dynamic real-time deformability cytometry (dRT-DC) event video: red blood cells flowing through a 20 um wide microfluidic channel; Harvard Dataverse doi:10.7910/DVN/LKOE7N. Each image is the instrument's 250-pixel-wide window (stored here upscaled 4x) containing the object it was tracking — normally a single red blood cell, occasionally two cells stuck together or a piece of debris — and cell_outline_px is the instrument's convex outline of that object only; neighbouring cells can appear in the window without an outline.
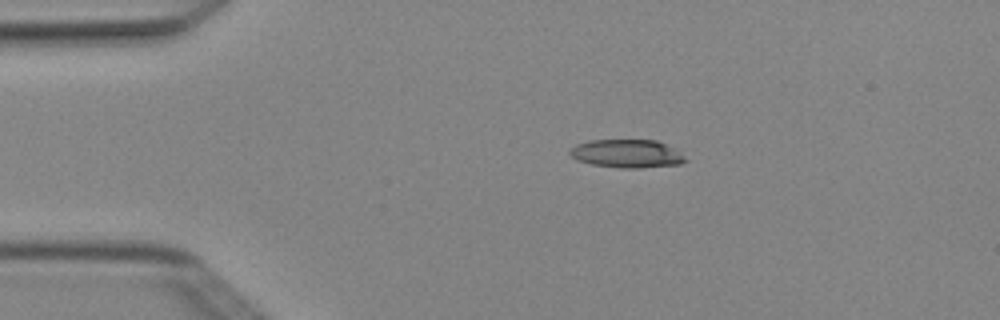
{"species": "Egyptian fruit bat (a non-hibernating species)", "species_latin": "Rousettus aegyptiacus", "temperature_condition": "cold", "stored_images_in_passage": 2, "camera_frame_rate_fps": 3000, "um_per_image_px": 0.085, "animal": {"sex": "female"}, "frame": {"image": 1, "passage_image": 1, "time_ms": 0.0, "image_size_px": [1000, 320], "cell_outline_px": [[688, 160], [680, 164], [636, 168], [620, 168], [592, 164], [576, 160], [568, 152], [576, 144], [588, 140], [656, 140], [672, 148], [684, 156]], "centroid_in_image_um": [53.25, 13.06], "position_along_channel_um": 31.7, "area_um2": 18.84}}